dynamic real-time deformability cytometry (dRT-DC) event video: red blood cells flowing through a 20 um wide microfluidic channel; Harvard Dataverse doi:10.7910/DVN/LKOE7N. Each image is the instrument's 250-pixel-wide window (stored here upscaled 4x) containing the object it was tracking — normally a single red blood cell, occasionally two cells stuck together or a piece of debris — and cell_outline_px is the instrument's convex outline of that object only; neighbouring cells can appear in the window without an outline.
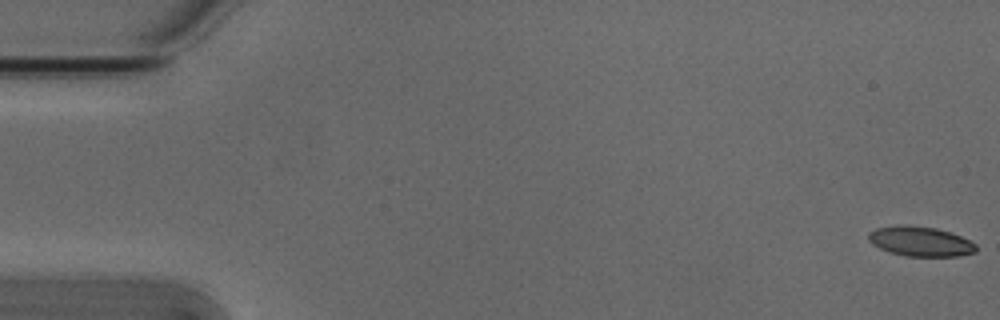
{"species": "Egyptian fruit bat (a non-hibernating species)", "species_latin": "Rousettus aegyptiacus", "temperature_condition": "cold", "stored_images_in_passage": 7, "camera_frame_rate_fps": 3000, "um_per_image_px": 0.085, "animal": {"sex": "male"}, "frame": {"image": 1, "passage_image": 1, "time_ms": 0.0, "image_size_px": [1000, 320], "cell_outline_px": [[976, 252], [960, 256], [904, 256], [888, 252], [872, 244], [868, 240], [868, 232], [876, 228], [896, 224], [908, 224], [936, 228], [952, 232], [976, 244]], "centroid_in_image_um": [78.2, 20.5], "position_along_channel_um": 6.8, "area_um2": 19.02}}
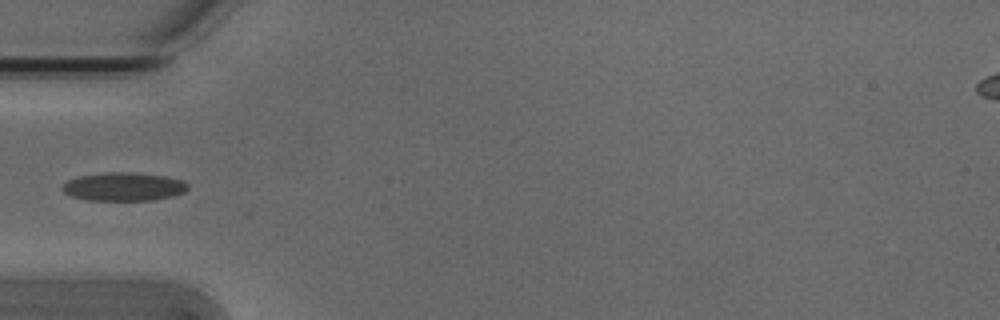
{"frame": {"image": 2, "passage_image": 5, "time_ms": 1.333, "image_size_px": [1000, 320], "cell_outline_px": [[188, 188], [184, 192], [172, 196], [152, 200], [88, 200], [72, 196], [64, 192], [64, 184], [68, 180], [80, 176], [108, 172], [132, 172], [164, 176], [184, 180], [188, 184]], "centroid_in_image_um": [10.55, 15.86], "position_along_channel_um": 74.4, "area_um2": 20.58}}
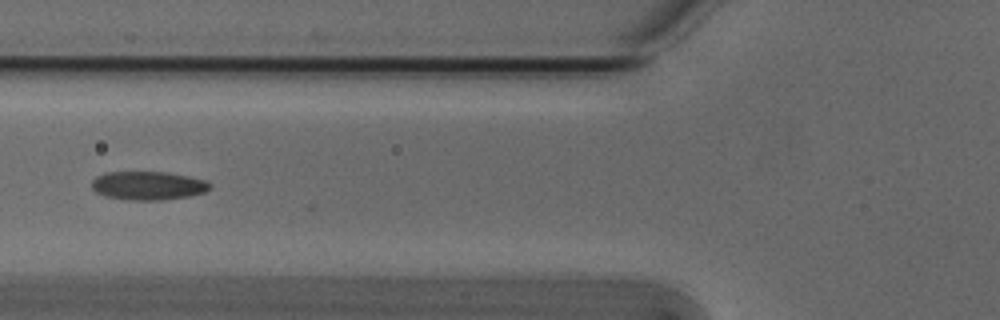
{"frame": {"image": 3, "passage_image": 6, "time_ms": 1.667, "image_size_px": [1000, 320], "cell_outline_px": [[212, 188], [204, 192], [188, 196], [160, 200], [132, 200], [104, 196], [96, 192], [92, 188], [92, 180], [96, 176], [104, 172], [168, 172], [188, 176], [204, 180], [212, 184]], "centroid_in_image_um": [12.58, 15.77], "position_along_channel_um": 113.2, "area_um2": 19.71}}